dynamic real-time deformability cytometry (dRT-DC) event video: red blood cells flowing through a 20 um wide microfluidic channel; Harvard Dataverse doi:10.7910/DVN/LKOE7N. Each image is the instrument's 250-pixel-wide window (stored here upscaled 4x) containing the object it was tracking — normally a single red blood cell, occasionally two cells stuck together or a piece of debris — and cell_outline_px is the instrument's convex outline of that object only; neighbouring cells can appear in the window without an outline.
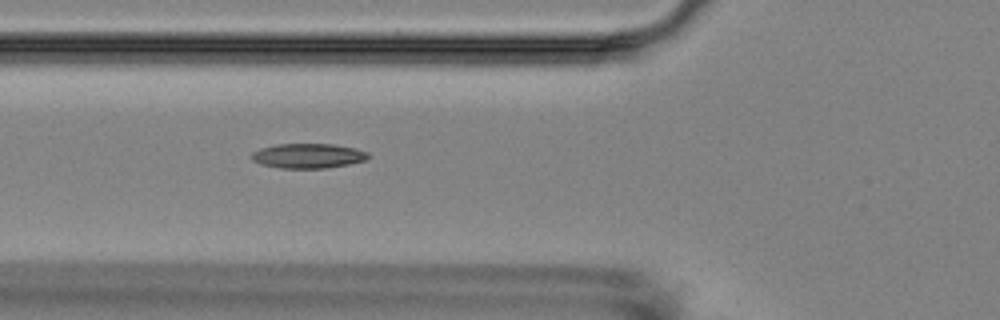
{"species": "Egyptian fruit bat (a non-hibernating species)", "species_latin": "Rousettus aegyptiacus", "temperature_condition": "room temperature", "stored_images_in_passage": 7, "camera_frame_rate_fps": 3000, "um_per_image_px": 0.085, "animal": {"sex": "female"}, "frame": {"image": 1, "passage_image": 7, "time_ms": 6.667, "image_size_px": [1000, 320], "cell_outline_px": [[368, 156], [364, 160], [348, 164], [328, 168], [280, 168], [260, 164], [252, 160], [248, 156], [252, 152], [260, 148], [276, 144], [332, 144], [356, 148], [368, 152]], "centroid_in_image_um": [26.13, 13.24], "position_along_channel_um": 99.7, "area_um2": 16.88}}